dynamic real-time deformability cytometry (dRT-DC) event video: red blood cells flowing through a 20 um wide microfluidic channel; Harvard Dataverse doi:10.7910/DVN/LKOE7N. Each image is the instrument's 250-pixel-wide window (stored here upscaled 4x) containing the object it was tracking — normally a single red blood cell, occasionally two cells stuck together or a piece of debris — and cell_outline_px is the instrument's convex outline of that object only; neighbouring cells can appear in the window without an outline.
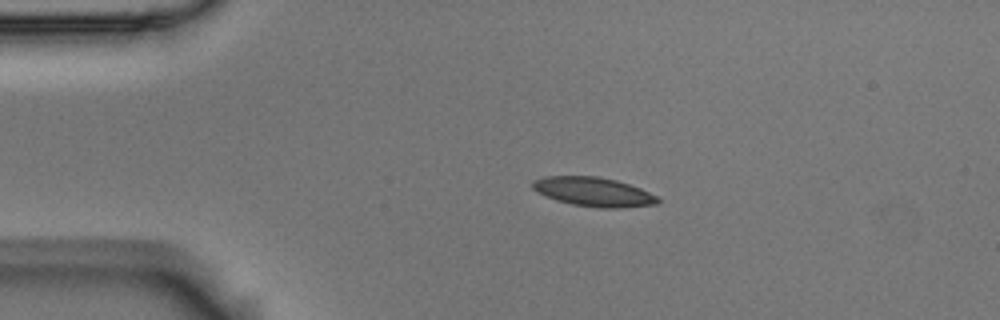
{"species": "Egyptian fruit bat (a non-hibernating species)", "species_latin": "Rousettus aegyptiacus", "temperature_condition": "room temperature", "stored_images_in_passage": 4, "camera_frame_rate_fps": 3000, "um_per_image_px": 0.085, "animal": {"sex": "male"}, "frame": {"image": 1, "passage_image": 3, "time_ms": 0.667, "image_size_px": [1000, 320], "cell_outline_px": [[660, 204], [624, 208], [600, 208], [572, 204], [556, 200], [532, 188], [532, 180], [544, 176], [596, 176], [616, 180], [640, 188], [656, 196], [660, 200]], "centroid_in_image_um": [50.48, 16.31], "position_along_channel_um": 34.5, "area_um2": 21.21}}